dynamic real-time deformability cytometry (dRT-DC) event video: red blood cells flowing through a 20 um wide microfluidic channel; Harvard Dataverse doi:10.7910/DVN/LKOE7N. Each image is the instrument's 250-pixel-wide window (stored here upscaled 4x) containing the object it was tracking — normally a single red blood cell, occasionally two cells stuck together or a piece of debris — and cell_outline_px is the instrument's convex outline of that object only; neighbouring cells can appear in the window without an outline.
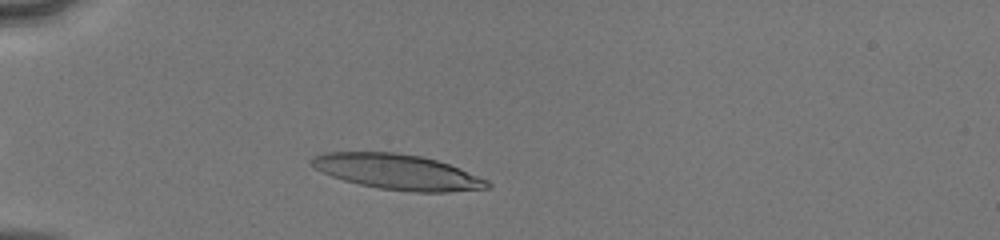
{"species": "human", "species_latin": "Homo sapiens", "temperature_condition": "cold", "stored_images_in_passage": 37, "camera_frame_rate_fps": 3000, "um_per_image_px": 0.085, "donor": {"sex": "male"}, "frame": {"image": 1, "passage_image": 7, "time_ms": 2.0, "image_size_px": [1000, 240], "cell_outline_px": [[492, 188], [448, 192], [412, 192], [380, 188], [360, 184], [344, 180], [332, 176], [312, 168], [308, 160], [312, 156], [324, 152], [396, 152], [420, 156], [436, 160], [448, 164], [488, 180], [492, 184]], "centroid_in_image_um": [33.76, 14.61], "position_along_channel_um": 51.2, "area_um2": 36.24}}
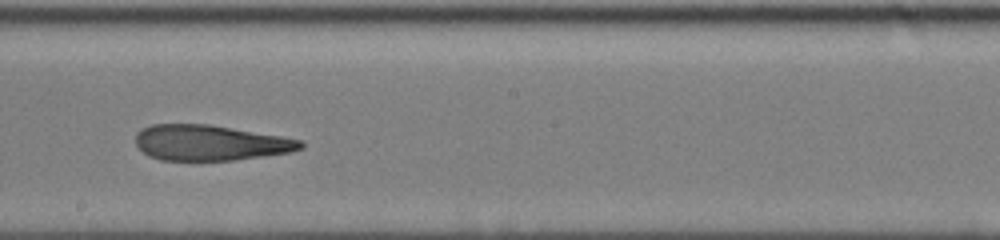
{"frame": {"image": 2, "passage_image": 22, "time_ms": 7.0, "image_size_px": [1000, 240], "cell_outline_px": [[304, 148], [292, 152], [236, 160], [160, 160], [148, 156], [136, 144], [136, 132], [140, 128], [152, 124], [208, 124], [304, 140]], "centroid_in_image_um": [17.87, 12.13], "position_along_channel_um": 230.3, "area_um2": 34.28}}
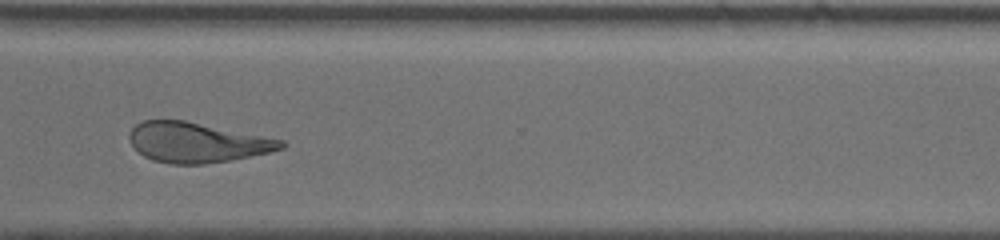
{"frame": {"image": 3, "passage_image": 31, "time_ms": 10.0, "image_size_px": [1000, 240], "cell_outline_px": [[284, 148], [268, 152], [232, 160], [204, 164], [172, 164], [152, 160], [144, 156], [132, 144], [128, 136], [132, 128], [136, 124], [144, 120], [184, 120], [284, 140]], "centroid_in_image_um": [16.72, 12.11], "position_along_channel_um": 353.9, "area_um2": 35.08}, "authors_computed_cell_mechanics": {"area_um2": 35.6048, "velocity_mm_per_s": 4.1143, "shape_relaxation_time_tau1_ms": null, "shape_relaxation_time_tau2_ms": 2.4488, "deformation_change_tau1": null, "deformation_change_tau2": 0.1256}}